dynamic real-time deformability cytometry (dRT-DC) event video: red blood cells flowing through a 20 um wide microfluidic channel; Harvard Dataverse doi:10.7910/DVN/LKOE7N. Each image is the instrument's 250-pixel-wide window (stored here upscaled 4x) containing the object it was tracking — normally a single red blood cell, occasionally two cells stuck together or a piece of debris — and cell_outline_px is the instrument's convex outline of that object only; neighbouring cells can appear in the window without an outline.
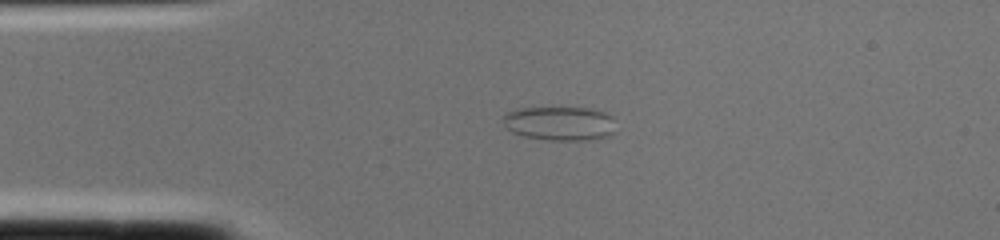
{"species": "common noctule bat (a hibernating species)", "species_latin": "Nyctalus noctula", "temperature_condition": "cold", "stored_images_in_passage": 1, "camera_frame_rate_fps": 3000, "um_per_image_px": 0.085, "animal": {"sex": "female", "body_mass_g": 22.0, "forearm_length_mm": 56.7}, "frame": {"image": 1, "passage_image": 1, "time_ms": 0.0, "image_size_px": [1000, 240], "cell_outline_px": [[616, 132], [612, 136], [584, 140], [548, 140], [524, 136], [512, 132], [504, 124], [504, 116], [508, 112], [516, 108], [592, 108], [604, 112], [612, 116]], "centroid_in_image_um": [47.63, 10.49], "position_along_channel_um": 37.4, "area_um2": 22.48}}